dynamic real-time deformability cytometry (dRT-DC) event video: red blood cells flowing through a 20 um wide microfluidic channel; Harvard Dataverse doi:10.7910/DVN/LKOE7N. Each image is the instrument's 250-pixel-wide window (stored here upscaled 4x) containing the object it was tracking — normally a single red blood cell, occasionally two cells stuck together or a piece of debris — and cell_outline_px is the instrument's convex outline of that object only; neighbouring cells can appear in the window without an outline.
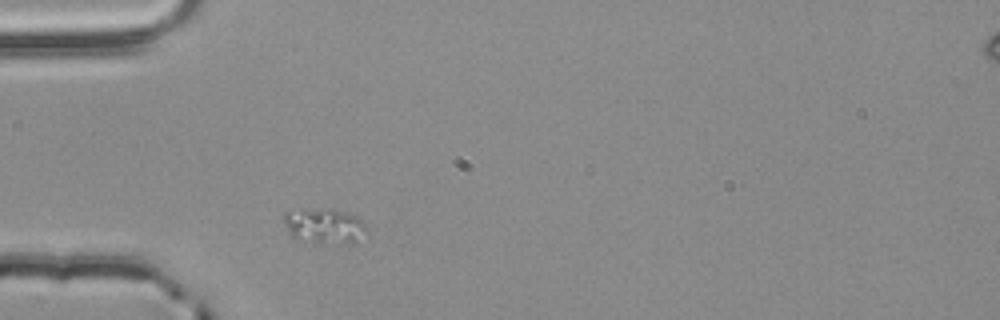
{"species": "common noctule bat (a hibernating species)", "species_latin": "Nyctalus noctula", "temperature_condition": "room temperature", "stored_images_in_passage": 31, "camera_frame_rate_fps": 3000, "um_per_image_px": 0.085, "animal": {"sex": "male", "body_mass_g": 20.4}, "frame": {"image": 1, "passage_image": 1, "time_ms": 0.0, "image_size_px": [1000, 320], "cell_outline_px": [[364, 228], [356, 244], [320, 244], [296, 240], [288, 232], [284, 224], [284, 212], [300, 208], [332, 208], [356, 216], [364, 224]], "centroid_in_image_um": [27.48, 19.21], "position_along_channel_um": 57.5, "area_um2": 17.46}}